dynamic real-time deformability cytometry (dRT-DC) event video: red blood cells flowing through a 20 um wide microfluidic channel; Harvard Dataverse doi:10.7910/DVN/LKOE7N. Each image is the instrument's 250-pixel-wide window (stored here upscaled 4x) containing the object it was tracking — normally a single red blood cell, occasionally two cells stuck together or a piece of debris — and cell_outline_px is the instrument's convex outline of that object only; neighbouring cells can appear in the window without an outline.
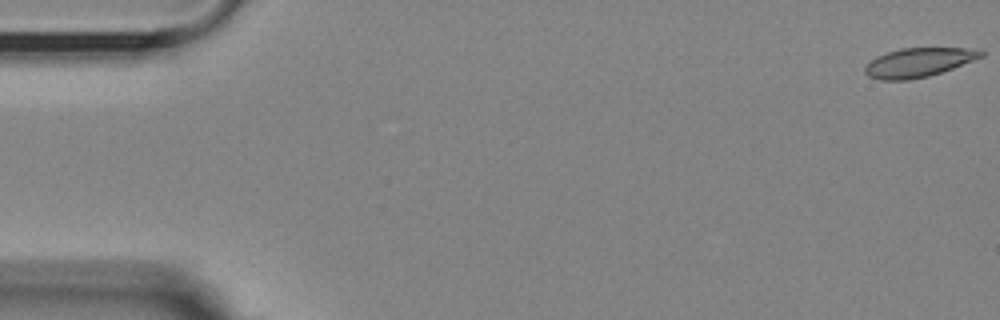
{"species": "Egyptian fruit bat (a non-hibernating species)", "species_latin": "Rousettus aegyptiacus", "temperature_condition": "room temperature", "stored_images_in_passage": 56, "camera_frame_rate_fps": 3000, "um_per_image_px": 0.085, "animal": {"sex": "female"}, "frame": {"image": 1, "passage_image": 1, "time_ms": 0.0, "image_size_px": [1000, 320], "cell_outline_px": [[984, 56], [952, 68], [928, 76], [908, 80], [880, 80], [868, 76], [864, 72], [864, 68], [876, 56], [900, 48], [980, 48], [984, 52]], "centroid_in_image_um": [78.09, 5.3], "position_along_channel_um": 6.9, "area_um2": 19.59}}
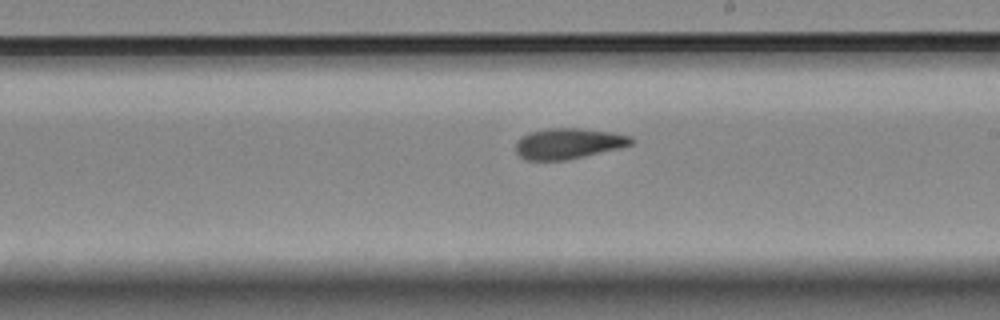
{"frame": {"image": 2, "passage_image": 32, "time_ms": 10.333, "image_size_px": [1000, 320], "cell_outline_px": [[636, 140], [632, 144], [620, 148], [568, 160], [524, 160], [516, 152], [516, 144], [520, 136], [528, 132], [548, 128], [580, 128], [616, 132], [632, 136]], "centroid_in_image_um": [48.34, 12.19], "position_along_channel_um": 240.7, "area_um2": 21.04}}
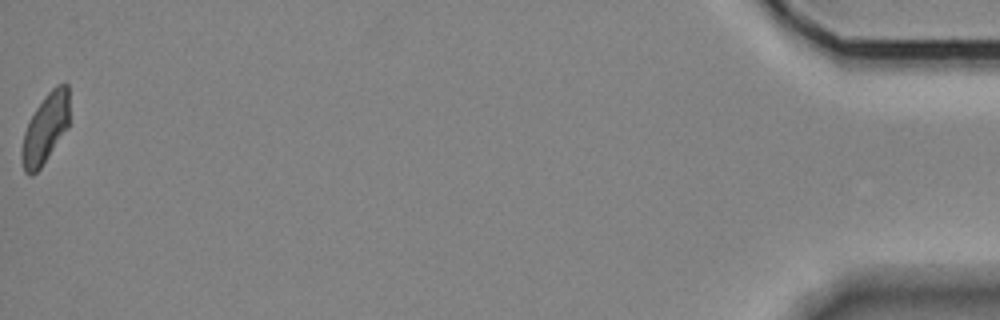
{"frame": {"image": 3, "passage_image": 56, "time_ms": 18.333, "image_size_px": [1000, 320], "cell_outline_px": [[68, 128], [40, 168], [32, 176], [28, 176], [24, 172], [20, 156], [20, 152], [24, 132], [36, 108], [44, 96], [56, 84], [68, 84]], "centroid_in_image_um": [3.83, 10.96], "position_along_channel_um": 431.4, "area_um2": 19.25}, "authors_computed_cell_mechanics": {"area_um2": 20.519, "velocity_mm_per_s": 3.5958, "shape_relaxation_time_tau1_ms": null, "shape_relaxation_time_tau2_ms": 4.1526, "deformation_change_tau1": null, "deformation_change_tau2": 0.1003}}